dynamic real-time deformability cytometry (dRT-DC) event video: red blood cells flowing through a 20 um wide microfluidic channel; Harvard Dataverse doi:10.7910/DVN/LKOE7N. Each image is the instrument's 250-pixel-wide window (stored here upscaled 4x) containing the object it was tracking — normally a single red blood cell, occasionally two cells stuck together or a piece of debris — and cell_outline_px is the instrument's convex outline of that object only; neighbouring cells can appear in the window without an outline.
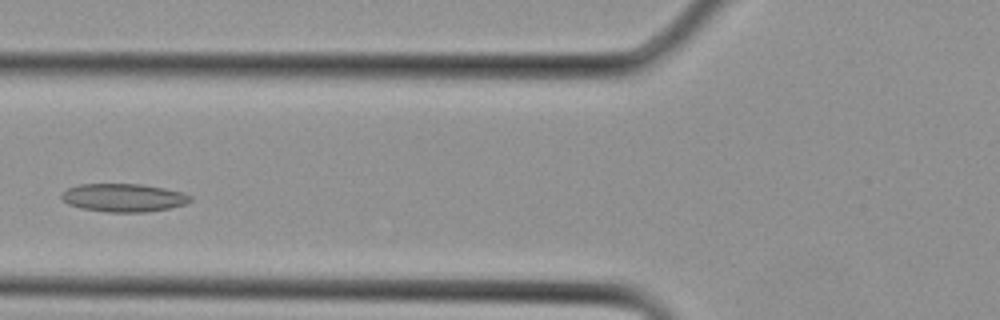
{"species": "Egyptian fruit bat (a non-hibernating species)", "species_latin": "Rousettus aegyptiacus", "temperature_condition": "cold", "stored_images_in_passage": 8, "camera_frame_rate_fps": 3000, "um_per_image_px": 0.085, "animal": {"sex": "female"}, "frame": {"image": 1, "passage_image": 5, "time_ms": 1.333, "image_size_px": [1000, 320], "cell_outline_px": [[192, 200], [184, 204], [168, 208], [148, 212], [108, 212], [84, 208], [68, 204], [60, 196], [68, 188], [80, 184], [140, 184], [164, 188], [184, 192], [192, 196]], "centroid_in_image_um": [10.54, 16.8], "position_along_channel_um": 115.3, "area_um2": 20.98}}
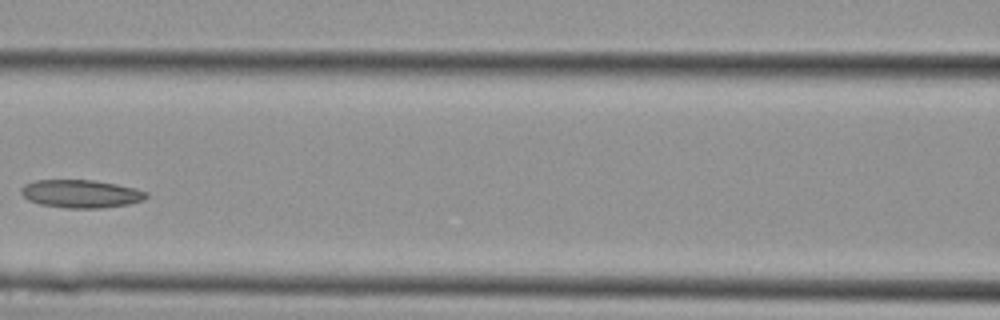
{"frame": {"image": 2, "passage_image": 7, "time_ms": 2.0, "image_size_px": [1000, 320], "cell_outline_px": [[148, 196], [144, 200], [128, 204], [100, 208], [68, 208], [40, 204], [28, 200], [20, 192], [20, 188], [24, 184], [36, 180], [92, 180], [116, 184], [136, 188], [148, 192]], "centroid_in_image_um": [6.88, 16.47], "position_along_channel_um": 159.7, "area_um2": 20.46}}